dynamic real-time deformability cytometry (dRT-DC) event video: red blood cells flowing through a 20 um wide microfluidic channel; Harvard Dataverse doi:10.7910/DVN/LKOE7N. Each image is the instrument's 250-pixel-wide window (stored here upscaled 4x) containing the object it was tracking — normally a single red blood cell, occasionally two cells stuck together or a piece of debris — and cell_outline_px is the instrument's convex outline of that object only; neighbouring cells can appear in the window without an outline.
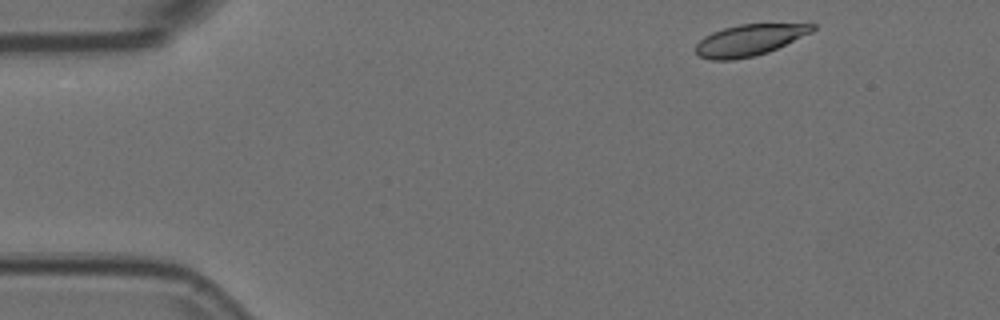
{"species": "Egyptian fruit bat (a non-hibernating species)", "species_latin": "Rousettus aegyptiacus", "temperature_condition": "room temperature", "stored_images_in_passage": 49, "camera_frame_rate_fps": 3000, "um_per_image_px": 0.085, "animal": {"sex": "female"}, "frame": {"image": 1, "passage_image": 1, "time_ms": 0.0, "image_size_px": [1000, 320], "cell_outline_px": [[816, 28], [812, 32], [768, 52], [752, 56], [732, 60], [712, 60], [700, 56], [696, 52], [696, 44], [704, 36], [712, 32], [724, 28], [740, 24], [816, 24]], "centroid_in_image_um": [63.68, 3.4], "position_along_channel_um": 21.3, "area_um2": 21.04}}
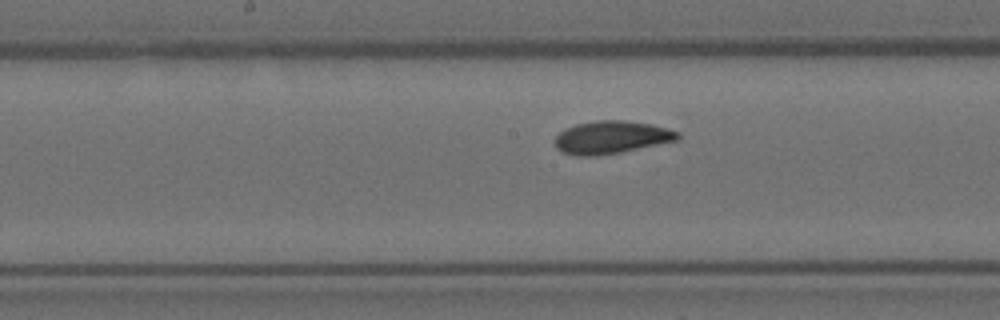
{"frame": {"image": 2, "passage_image": 22, "time_ms": 7.0, "image_size_px": [1000, 320], "cell_outline_px": [[680, 136], [676, 140], [620, 152], [592, 156], [576, 156], [564, 152], [556, 148], [556, 136], [564, 128], [576, 124], [596, 120], [624, 120], [652, 124], [668, 128], [680, 132]], "centroid_in_image_um": [51.96, 11.65], "position_along_channel_um": 196.2, "area_um2": 23.29}}
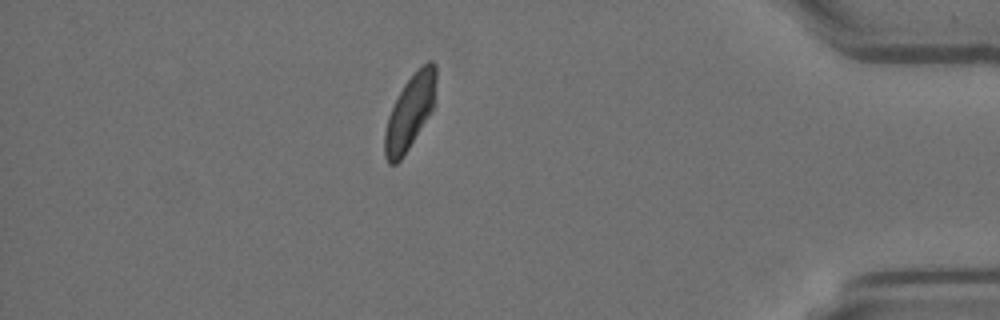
{"frame": {"image": 3, "passage_image": 42, "time_ms": 13.667, "image_size_px": [1000, 320], "cell_outline_px": [[436, 80], [432, 108], [428, 116], [408, 148], [400, 160], [396, 164], [388, 164], [384, 156], [384, 132], [388, 116], [404, 84], [428, 60], [432, 60], [436, 64]], "centroid_in_image_um": [34.82, 9.54], "position_along_channel_um": 400.4, "area_um2": 21.56}, "authors_computed_cell_mechanics": {"area_um2": 22.7732, "velocity_mm_per_s": 3.6901, "shape_relaxation_time_tau1_ms": 3.2002, "shape_relaxation_time_tau2_ms": 2.0529, "deformation_change_tau1": 0.1309, "deformation_change_tau2": 0.077}}